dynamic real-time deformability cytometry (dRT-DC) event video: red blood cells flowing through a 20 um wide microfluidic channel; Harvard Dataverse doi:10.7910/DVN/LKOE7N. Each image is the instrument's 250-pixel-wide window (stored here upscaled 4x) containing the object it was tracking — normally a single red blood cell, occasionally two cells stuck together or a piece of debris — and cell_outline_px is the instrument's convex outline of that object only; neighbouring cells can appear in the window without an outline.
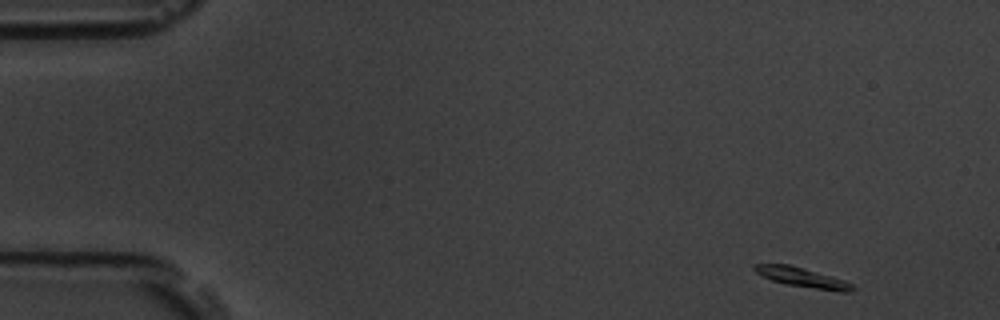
{"species": "common noctule bat (a hibernating species)", "species_latin": "Nyctalus noctula", "temperature_condition": "room temperature", "stored_images_in_passage": 54, "camera_frame_rate_fps": 3000, "um_per_image_px": 0.085, "animal": {"sex": "male", "body_mass_g": 19.5, "forearm_length_mm": 54.6}, "frame": {"image": 1, "passage_image": 1, "time_ms": 0.0, "image_size_px": [1000, 320], "cell_outline_px": [[856, 288], [852, 292], [840, 292], [784, 284], [772, 280], [756, 272], [752, 268], [752, 264], [788, 264], [844, 280], [852, 284]], "centroid_in_image_um": [68.2, 23.6], "position_along_channel_um": 16.8, "area_um2": 11.1}}
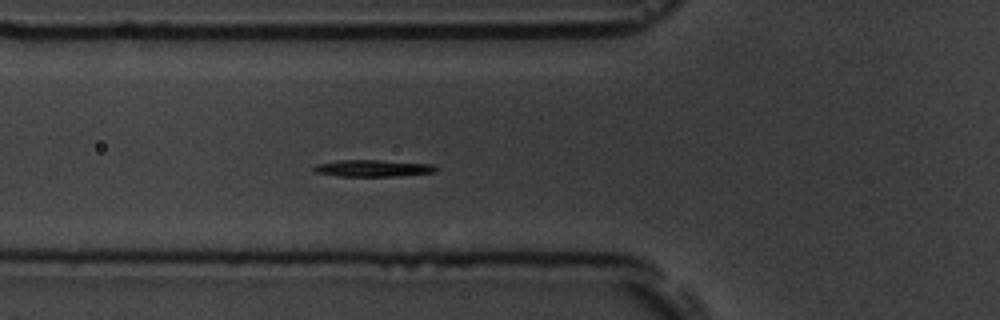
{"frame": {"image": 2, "passage_image": 17, "time_ms": 5.333, "image_size_px": [1000, 320], "cell_outline_px": [[440, 168], [436, 172], [396, 176], [336, 176], [312, 172], [312, 168], [316, 164], [340, 160], [380, 160], [432, 164]], "centroid_in_image_um": [31.68, 14.3], "position_along_channel_um": 94.1, "area_um2": 12.08}}
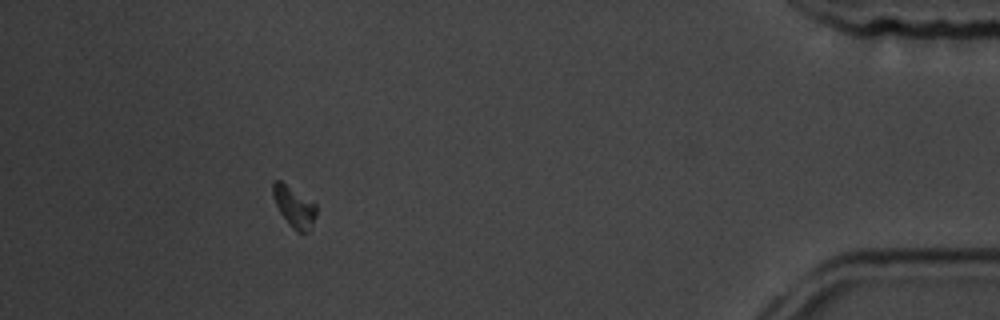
{"frame": {"image": 3, "passage_image": 49, "time_ms": 16.0, "image_size_px": [1000, 320], "cell_outline_px": [[316, 216], [312, 228], [308, 232], [296, 232], [288, 224], [280, 212], [272, 196], [272, 184], [276, 180], [280, 180], [316, 204]], "centroid_in_image_um": [25.01, 17.6], "position_along_channel_um": 410.2, "area_um2": 10.35}, "authors_computed_cell_mechanics": {"area_um2": 11.3866, "velocity_mm_per_s": 3.5054, "shape_relaxation_time_tau1_ms": 3.5833, "shape_relaxation_time_tau2_ms": null, "deformation_change_tau1": 0.1187, "deformation_change_tau2": null}}